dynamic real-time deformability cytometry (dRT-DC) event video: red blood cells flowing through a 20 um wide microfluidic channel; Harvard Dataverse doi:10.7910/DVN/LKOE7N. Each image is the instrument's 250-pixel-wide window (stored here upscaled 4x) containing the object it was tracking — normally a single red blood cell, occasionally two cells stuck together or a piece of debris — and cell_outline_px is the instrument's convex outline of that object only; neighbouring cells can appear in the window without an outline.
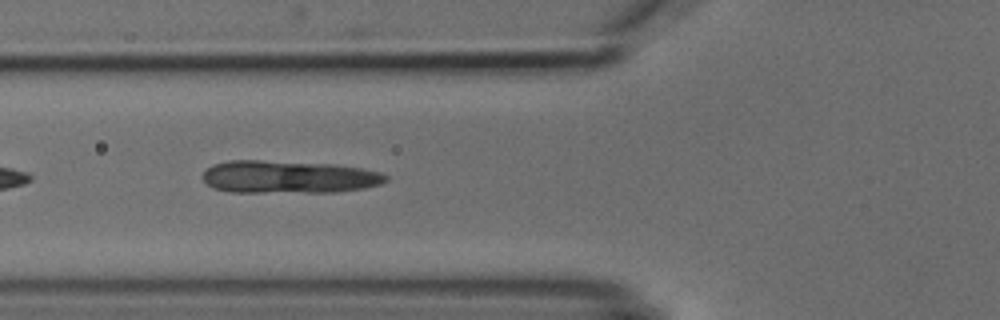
{"species": "common noctule bat (a hibernating species)", "species_latin": "Nyctalus noctula", "temperature_condition": "cold", "stored_images_in_passage": 5, "camera_frame_rate_fps": 3000, "um_per_image_px": 0.085, "animal": {"sex": "male", "body_mass_g": 18.8}, "frame": {"image": 1, "passage_image": 3, "time_ms": 2.333, "image_size_px": [1000, 320], "cell_outline_px": [[388, 180], [380, 184], [364, 188], [336, 192], [232, 192], [212, 188], [200, 176], [212, 164], [228, 160], [260, 160], [336, 164], [364, 168], [380, 172], [388, 176]], "centroid_in_image_um": [24.53, 15.03], "position_along_channel_um": 101.3, "area_um2": 35.26}}
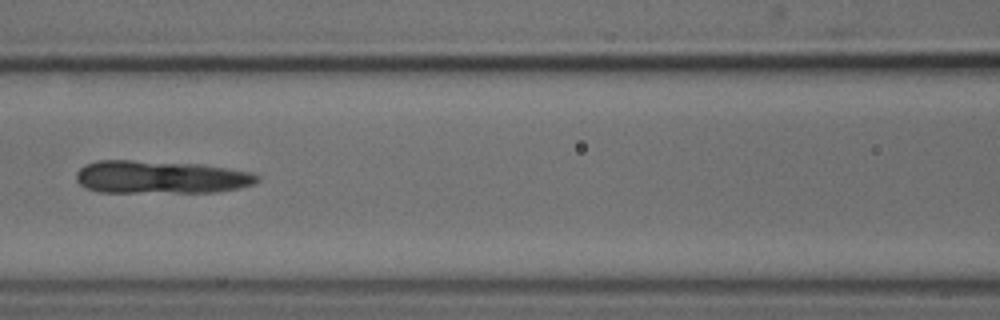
{"frame": {"image": 2, "passage_image": 4, "time_ms": 3.667, "image_size_px": [1000, 320], "cell_outline_px": [[260, 180], [256, 184], [240, 188], [216, 192], [100, 192], [88, 188], [80, 184], [76, 180], [76, 172], [84, 164], [96, 160], [132, 160], [200, 164], [256, 172], [260, 176]], "centroid_in_image_um": [13.71, 15.05], "position_along_channel_um": 152.9, "area_um2": 35.14}}
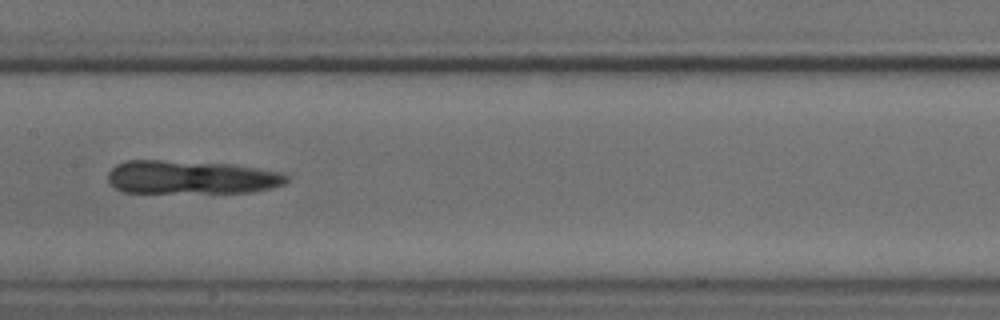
{"frame": {"image": 3, "passage_image": 5, "time_ms": 4.667, "image_size_px": [1000, 320], "cell_outline_px": [[288, 180], [284, 184], [272, 188], [252, 192], [124, 192], [116, 188], [108, 180], [108, 172], [116, 164], [128, 160], [160, 160], [232, 164], [284, 172], [288, 176]], "centroid_in_image_um": [16.29, 15.06], "position_along_channel_um": 191.1, "area_um2": 34.85}}